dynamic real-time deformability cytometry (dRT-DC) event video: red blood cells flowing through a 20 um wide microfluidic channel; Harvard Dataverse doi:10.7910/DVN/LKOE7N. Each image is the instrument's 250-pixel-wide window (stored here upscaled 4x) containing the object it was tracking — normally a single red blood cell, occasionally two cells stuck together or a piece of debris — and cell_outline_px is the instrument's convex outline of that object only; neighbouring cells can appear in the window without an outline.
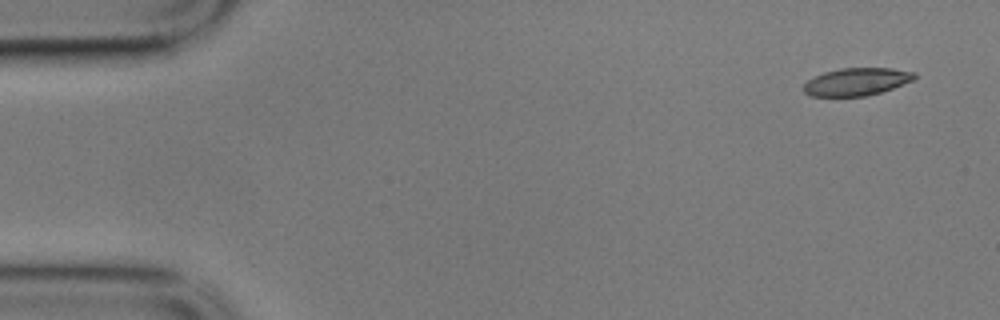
{"species": "common noctule bat (a hibernating species)", "species_latin": "Nyctalus noctula", "temperature_condition": "cold", "stored_images_in_passage": 6, "camera_frame_rate_fps": 3000, "um_per_image_px": 0.085, "animal": {"sex": "male", "body_mass_g": 17.9}, "frame": {"image": 1, "passage_image": 1, "time_ms": 0.0, "image_size_px": [1000, 320], "cell_outline_px": [[916, 76], [912, 80], [892, 88], [880, 92], [864, 96], [812, 96], [804, 92], [804, 84], [808, 80], [824, 72], [840, 68], [892, 68], [916, 72]], "centroid_in_image_um": [72.81, 6.94], "position_along_channel_um": 12.2, "area_um2": 17.63}}
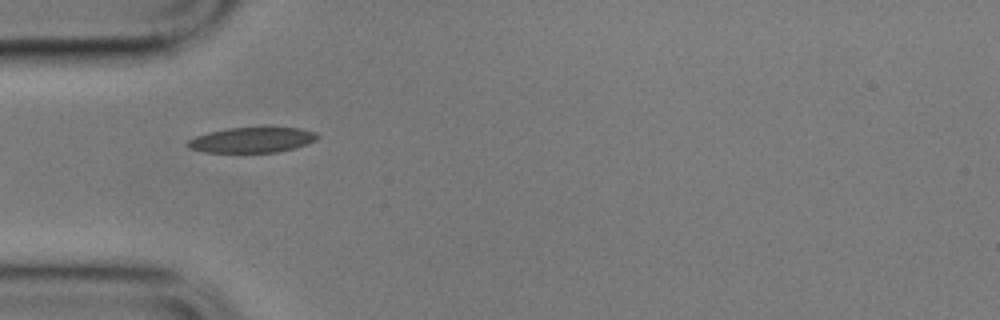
{"frame": {"image": 2, "passage_image": 5, "time_ms": 1.333, "image_size_px": [1000, 320], "cell_outline_px": [[320, 136], [316, 140], [280, 152], [204, 152], [188, 148], [188, 140], [196, 136], [208, 132], [228, 128], [300, 128], [316, 132]], "centroid_in_image_um": [21.41, 11.89], "position_along_channel_um": 63.6, "area_um2": 18.9}}